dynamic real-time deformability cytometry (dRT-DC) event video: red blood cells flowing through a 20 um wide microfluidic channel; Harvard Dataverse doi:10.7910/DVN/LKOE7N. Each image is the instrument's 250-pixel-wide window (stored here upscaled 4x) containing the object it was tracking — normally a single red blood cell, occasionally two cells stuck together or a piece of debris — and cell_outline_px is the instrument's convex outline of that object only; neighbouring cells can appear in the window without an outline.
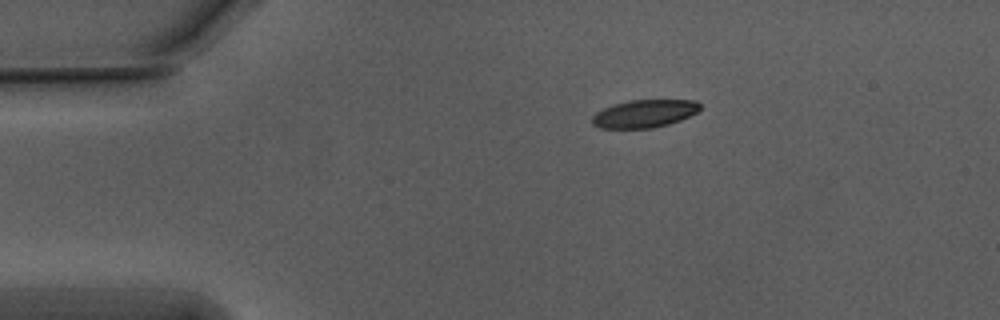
{"species": "Egyptian fruit bat (a non-hibernating species)", "species_latin": "Rousettus aegyptiacus", "temperature_condition": "warm", "stored_images_in_passage": 46, "camera_frame_rate_fps": 3000, "um_per_image_px": 0.085, "animal": {"sex": "male"}, "frame": {"image": 1, "passage_image": 1, "time_ms": 0.0, "image_size_px": [1000, 320], "cell_outline_px": [[700, 108], [696, 112], [680, 120], [668, 124], [652, 128], [600, 128], [592, 124], [592, 116], [596, 112], [612, 104], [628, 100], [696, 100], [700, 104]], "centroid_in_image_um": [54.74, 9.65], "position_along_channel_um": 30.3, "area_um2": 17.46}}
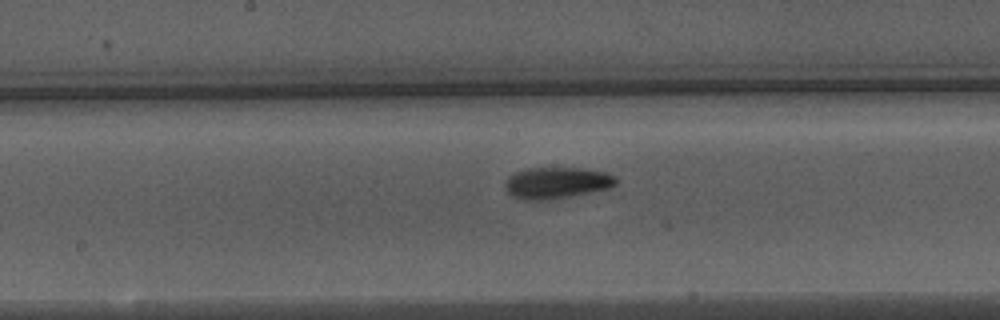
{"frame": {"image": 2, "passage_image": 19, "time_ms": 6.0, "image_size_px": [1000, 320], "cell_outline_px": [[616, 184], [608, 188], [568, 196], [540, 200], [524, 200], [512, 196], [508, 192], [504, 184], [508, 176], [524, 168], [580, 168], [608, 172], [616, 176]], "centroid_in_image_um": [47.29, 15.52], "position_along_channel_um": 200.9, "area_um2": 20.11}}
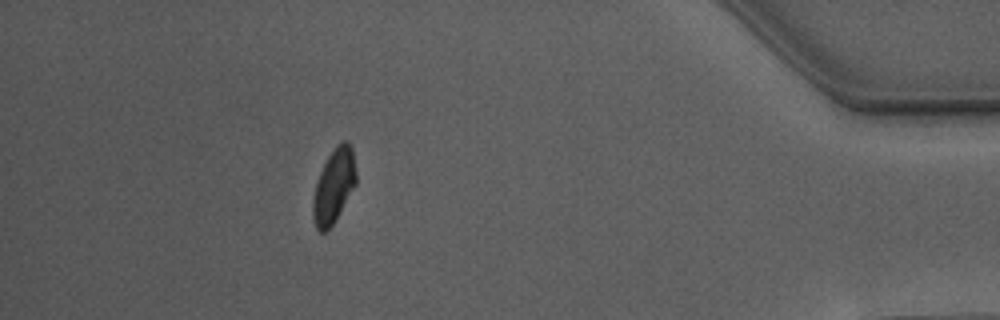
{"frame": {"image": 3, "passage_image": 40, "time_ms": 13.0, "image_size_px": [1000, 320], "cell_outline_px": [[356, 184], [332, 224], [324, 232], [320, 232], [316, 228], [312, 216], [312, 200], [316, 184], [320, 172], [328, 156], [336, 144], [344, 140], [348, 140], [352, 148], [356, 172]], "centroid_in_image_um": [28.37, 15.77], "position_along_channel_um": 406.8, "area_um2": 18.44}, "authors_computed_cell_mechanics": {"area_um2": 19.1318, "velocity_mm_per_s": 3.7358, "shape_relaxation_time_tau1_ms": 4.603, "shape_relaxation_time_tau2_ms": 3.0408, "deformation_change_tau1": 0.147, "deformation_change_tau2": 0.0859}}